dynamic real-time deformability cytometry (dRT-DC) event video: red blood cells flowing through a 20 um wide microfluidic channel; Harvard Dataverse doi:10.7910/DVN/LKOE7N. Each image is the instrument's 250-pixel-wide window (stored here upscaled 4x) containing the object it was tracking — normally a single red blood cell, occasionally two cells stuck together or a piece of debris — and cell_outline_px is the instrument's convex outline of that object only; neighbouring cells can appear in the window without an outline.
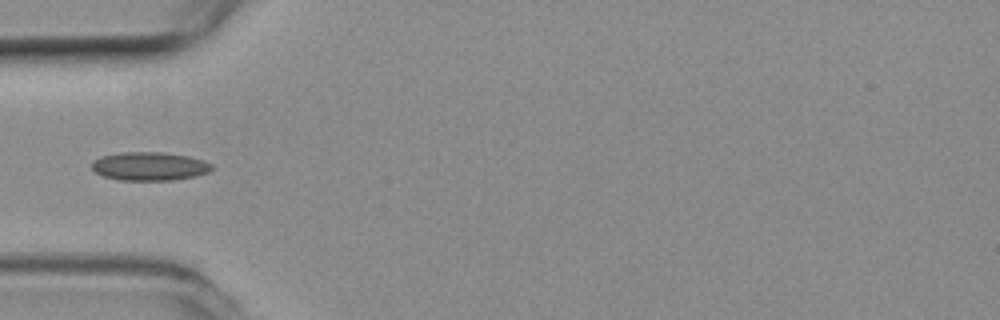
{"species": "common noctule bat (a hibernating species)", "species_latin": "Nyctalus noctula", "temperature_condition": "room temperature", "stored_images_in_passage": 1, "camera_frame_rate_fps": 3000, "um_per_image_px": 0.085, "animal": {"sex": "female", "body_mass_g": 19.3, "forearm_length_mm": 54.1}, "frame": {"image": 1, "passage_image": 1, "time_ms": 0.0, "image_size_px": [1000, 320], "cell_outline_px": [[212, 168], [208, 172], [196, 176], [172, 180], [120, 180], [104, 176], [96, 172], [92, 168], [92, 160], [100, 156], [124, 152], [164, 152], [188, 156], [204, 160], [212, 164]], "centroid_in_image_um": [12.71, 14.12], "position_along_channel_um": 72.3, "area_um2": 19.94}}